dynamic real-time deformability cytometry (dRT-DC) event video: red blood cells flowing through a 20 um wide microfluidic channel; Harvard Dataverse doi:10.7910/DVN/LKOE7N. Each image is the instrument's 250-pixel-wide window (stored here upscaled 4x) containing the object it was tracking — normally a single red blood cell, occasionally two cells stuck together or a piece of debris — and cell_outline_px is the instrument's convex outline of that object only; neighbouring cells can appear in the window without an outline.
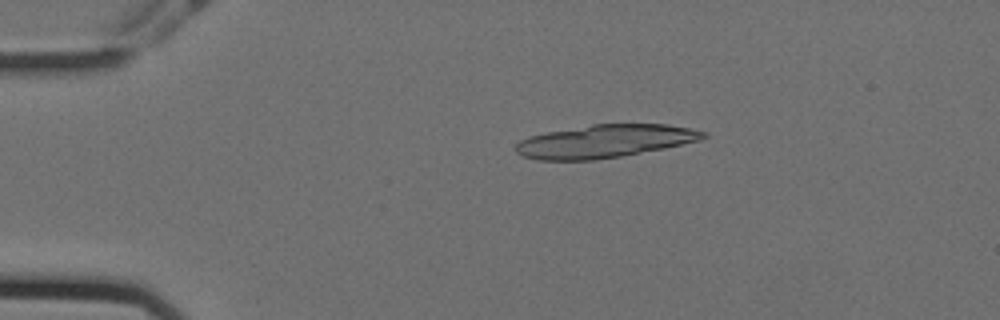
{"species": "Egyptian fruit bat (a non-hibernating species)", "species_latin": "Rousettus aegyptiacus", "temperature_condition": "cold", "stored_images_in_passage": 19, "camera_frame_rate_fps": 3000, "um_per_image_px": 0.085, "animal": {"sex": "female"}, "frame": {"image": 1, "passage_image": 11, "time_ms": 3.333, "image_size_px": [1000, 320], "cell_outline_px": [[708, 136], [700, 140], [664, 148], [620, 156], [596, 160], [536, 160], [524, 156], [516, 152], [512, 148], [520, 140], [528, 136], [548, 132], [592, 124], [668, 124], [708, 132]], "centroid_in_image_um": [51.38, 12.0], "position_along_channel_um": 33.6, "area_um2": 36.01}}